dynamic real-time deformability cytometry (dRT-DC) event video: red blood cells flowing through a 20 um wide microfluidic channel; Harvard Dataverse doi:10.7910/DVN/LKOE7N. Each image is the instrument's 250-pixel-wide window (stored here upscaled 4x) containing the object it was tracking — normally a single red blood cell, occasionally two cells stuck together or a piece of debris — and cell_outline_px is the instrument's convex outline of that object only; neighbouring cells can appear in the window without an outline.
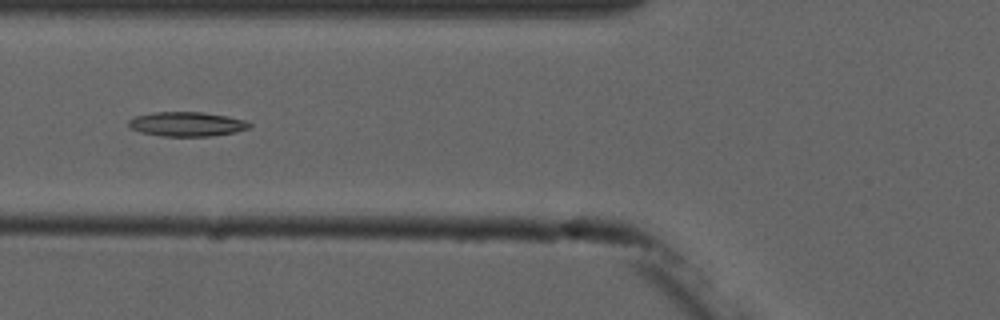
{"species": "common noctule bat (a hibernating species)", "species_latin": "Nyctalus noctula", "temperature_condition": "cold", "stored_images_in_passage": 8, "camera_frame_rate_fps": 3000, "um_per_image_px": 0.085, "animal": {"sex": "male", "forearm_length_mm": 52.5}, "frame": {"image": 1, "passage_image": 6, "time_ms": 6.667, "image_size_px": [1000, 320], "cell_outline_px": [[252, 128], [236, 132], [212, 136], [160, 136], [140, 132], [132, 128], [128, 124], [128, 120], [136, 116], [152, 112], [200, 112], [228, 116], [244, 120], [252, 124]], "centroid_in_image_um": [15.91, 10.55], "position_along_channel_um": 109.9, "area_um2": 17.28}}
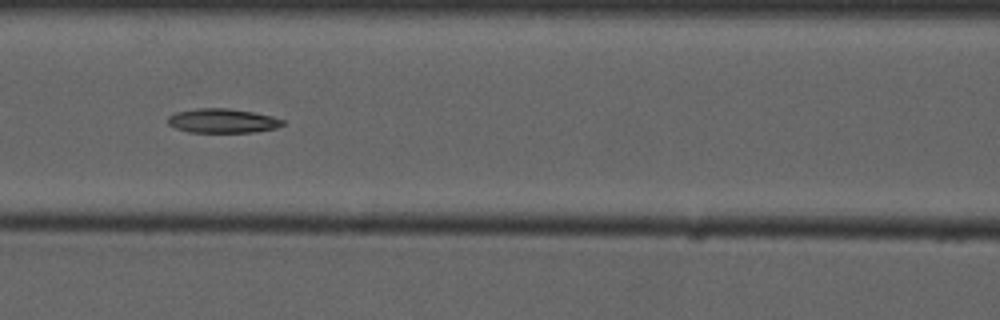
{"frame": {"image": 2, "passage_image": 7, "time_ms": 7.667, "image_size_px": [1000, 320], "cell_outline_px": [[284, 124], [276, 128], [252, 132], [188, 132], [176, 128], [168, 124], [168, 116], [176, 112], [196, 108], [228, 108], [252, 112], [272, 116], [284, 120]], "centroid_in_image_um": [18.9, 10.26], "position_along_channel_um": 147.7, "area_um2": 16.18}}
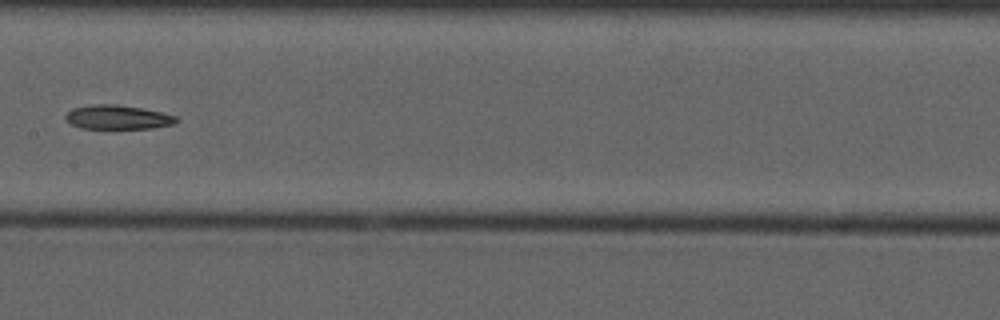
{"frame": {"image": 3, "passage_image": 8, "time_ms": 9.0, "image_size_px": [1000, 320], "cell_outline_px": [[180, 120], [172, 124], [152, 128], [80, 128], [72, 124], [64, 116], [72, 108], [92, 104], [116, 104], [140, 108], [160, 112], [176, 116]], "centroid_in_image_um": [9.99, 9.95], "position_along_channel_um": 197.4, "area_um2": 15.37}}